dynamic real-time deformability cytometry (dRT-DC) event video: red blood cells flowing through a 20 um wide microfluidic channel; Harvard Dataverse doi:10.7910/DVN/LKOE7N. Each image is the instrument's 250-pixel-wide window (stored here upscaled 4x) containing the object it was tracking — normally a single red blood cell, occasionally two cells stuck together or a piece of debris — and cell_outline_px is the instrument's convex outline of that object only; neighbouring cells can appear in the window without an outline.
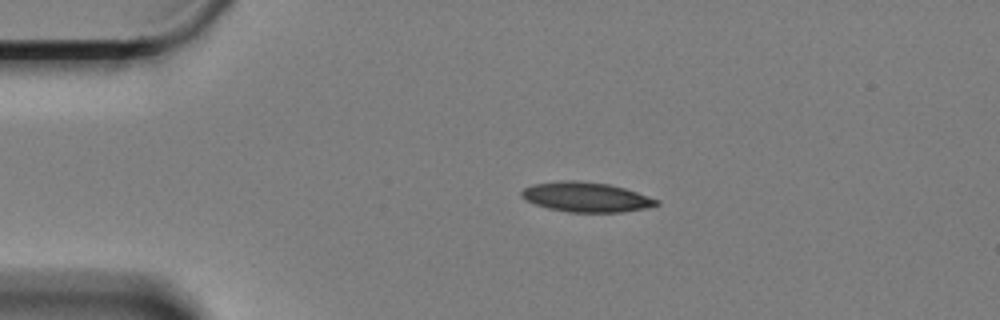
{"species": "Egyptian fruit bat (a non-hibernating species)", "species_latin": "Rousettus aegyptiacus", "temperature_condition": "cold", "stored_images_in_passage": 7, "camera_frame_rate_fps": 3000, "um_per_image_px": 0.085, "animal": {"sex": "female"}, "frame": {"image": 1, "passage_image": 1, "time_ms": 0.0, "image_size_px": [1000, 320], "cell_outline_px": [[660, 204], [644, 208], [620, 212], [568, 212], [548, 208], [524, 200], [520, 196], [520, 192], [524, 188], [532, 184], [564, 180], [580, 180], [608, 184], [624, 188], [660, 200]], "centroid_in_image_um": [49.78, 16.74], "position_along_channel_um": 35.2, "area_um2": 23.41}}